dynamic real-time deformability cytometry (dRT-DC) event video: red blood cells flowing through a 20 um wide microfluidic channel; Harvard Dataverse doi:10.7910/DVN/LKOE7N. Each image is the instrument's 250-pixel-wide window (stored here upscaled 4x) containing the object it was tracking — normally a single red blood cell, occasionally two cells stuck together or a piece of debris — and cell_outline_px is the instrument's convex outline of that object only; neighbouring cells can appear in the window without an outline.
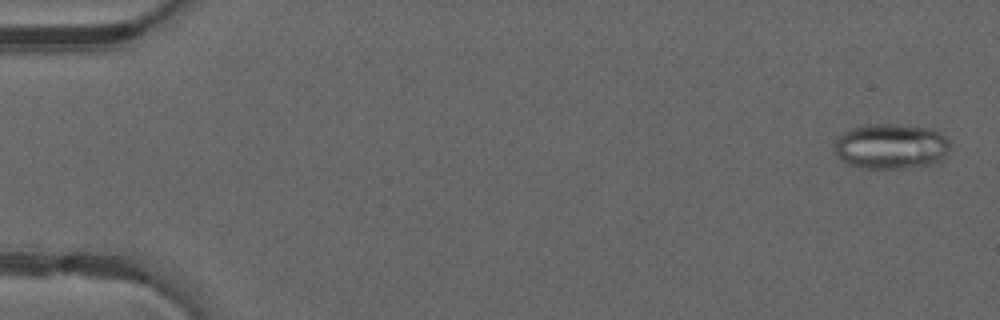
{"species": "common noctule bat (a hibernating species)", "species_latin": "Nyctalus noctula", "temperature_condition": "warm", "stored_images_in_passage": 9, "camera_frame_rate_fps": 3000, "um_per_image_px": 0.085, "animal": {"sex": "male", "forearm_length_mm": 52.5}, "frame": {"image": 1, "passage_image": 2, "time_ms": 0.333, "image_size_px": [1000, 320], "cell_outline_px": [[948, 152], [940, 160], [928, 164], [908, 168], [864, 168], [848, 164], [836, 156], [836, 136], [840, 132], [848, 128], [860, 124], [892, 124], [932, 128], [940, 132], [948, 140]], "centroid_in_image_um": [75.68, 12.41], "position_along_channel_um": 9.3, "area_um2": 30.75}}